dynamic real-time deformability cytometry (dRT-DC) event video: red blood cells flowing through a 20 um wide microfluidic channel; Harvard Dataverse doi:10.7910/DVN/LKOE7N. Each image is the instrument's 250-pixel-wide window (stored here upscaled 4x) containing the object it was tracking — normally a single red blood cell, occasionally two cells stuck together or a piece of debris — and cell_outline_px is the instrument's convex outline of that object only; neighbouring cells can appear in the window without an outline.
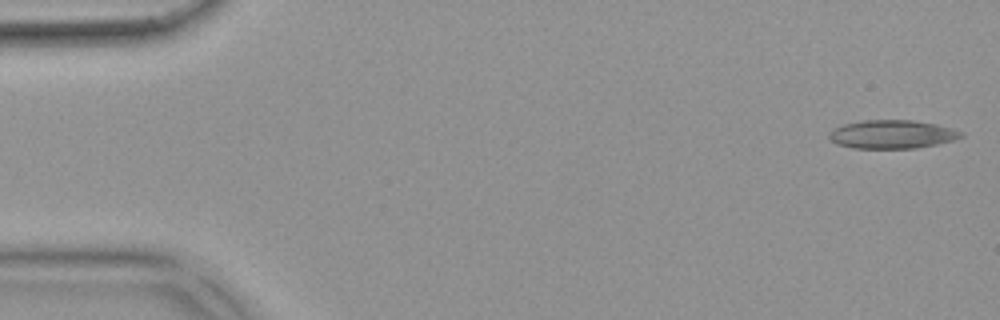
{"species": "common noctule bat (a hibernating species)", "species_latin": "Nyctalus noctula", "temperature_condition": "warm", "stored_images_in_passage": 52, "camera_frame_rate_fps": 3000, "um_per_image_px": 0.085, "animal": {"sex": "female", "body_mass_g": 18.4}, "frame": {"image": 1, "passage_image": 1, "time_ms": 0.0, "image_size_px": [1000, 320], "cell_outline_px": [[964, 136], [952, 140], [936, 144], [916, 148], [852, 148], [836, 144], [828, 136], [828, 132], [832, 128], [844, 124], [864, 120], [912, 120], [936, 124], [952, 128], [964, 132]], "centroid_in_image_um": [75.81, 11.41], "position_along_channel_um": 9.2, "area_um2": 21.96}}
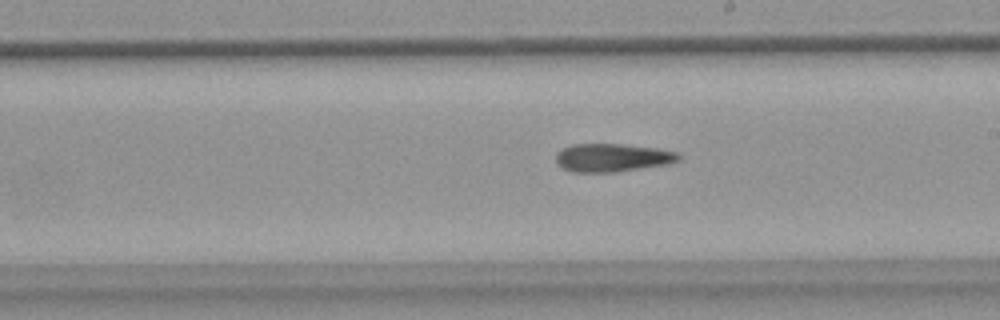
{"frame": {"image": 2, "passage_image": 29, "time_ms": 9.333, "image_size_px": [1000, 320], "cell_outline_px": [[680, 160], [672, 164], [620, 172], [572, 172], [556, 164], [556, 152], [560, 148], [572, 144], [620, 144], [656, 148], [680, 152]], "centroid_in_image_um": [52.08, 13.41], "position_along_channel_um": 236.9, "area_um2": 20.63}}
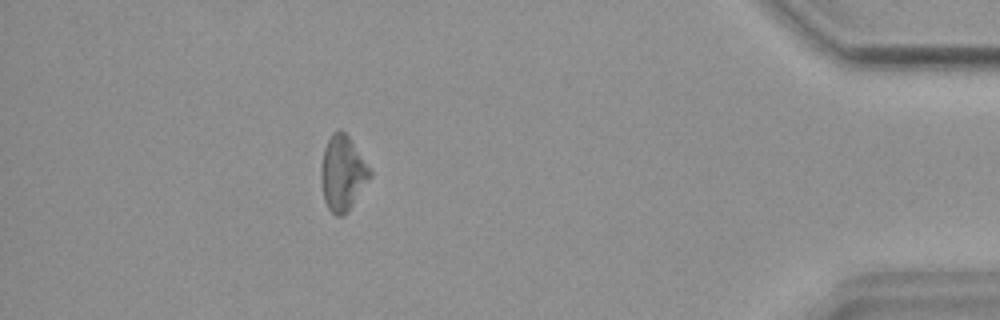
{"frame": {"image": 3, "passage_image": 46, "time_ms": 15.0, "image_size_px": [1000, 320], "cell_outline_px": [[372, 176], [348, 212], [344, 216], [336, 216], [328, 208], [324, 200], [320, 180], [320, 168], [324, 148], [332, 132], [340, 128], [348, 136], [372, 172]], "centroid_in_image_um": [29.1, 14.74], "position_along_channel_um": 406.1, "area_um2": 21.44}}